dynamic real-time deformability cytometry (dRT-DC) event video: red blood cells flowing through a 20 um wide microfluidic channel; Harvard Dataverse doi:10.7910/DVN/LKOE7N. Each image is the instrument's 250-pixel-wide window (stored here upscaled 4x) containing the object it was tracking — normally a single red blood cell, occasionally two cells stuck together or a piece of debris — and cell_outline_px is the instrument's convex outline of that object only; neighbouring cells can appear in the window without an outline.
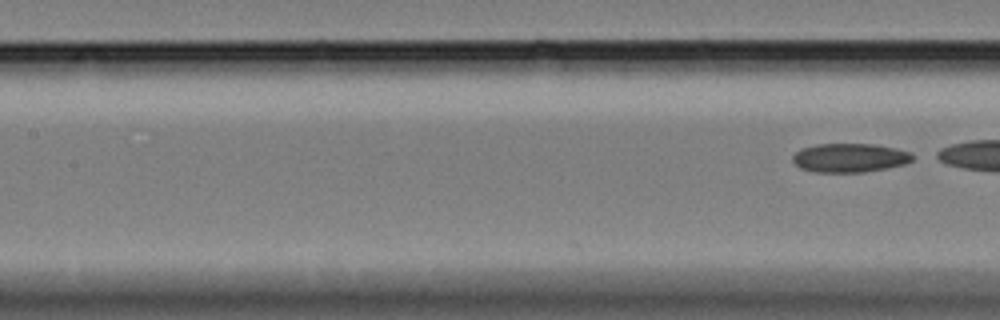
{"species": "Egyptian fruit bat (a non-hibernating species)", "species_latin": "Rousettus aegyptiacus", "temperature_condition": "cold", "stored_images_in_passage": 13, "camera_frame_rate_fps": 3000, "um_per_image_px": 0.085, "animal": {"sex": "female"}, "frame": {"image": 1, "passage_image": 13, "time_ms": 4.0, "image_size_px": [1000, 320], "cell_outline_px": [[912, 160], [904, 164], [888, 168], [864, 172], [812, 172], [800, 168], [792, 160], [792, 156], [800, 148], [816, 144], [872, 144], [896, 148], [912, 152]], "centroid_in_image_um": [72.21, 13.41], "position_along_channel_um": 135.2, "area_um2": 20.29}}